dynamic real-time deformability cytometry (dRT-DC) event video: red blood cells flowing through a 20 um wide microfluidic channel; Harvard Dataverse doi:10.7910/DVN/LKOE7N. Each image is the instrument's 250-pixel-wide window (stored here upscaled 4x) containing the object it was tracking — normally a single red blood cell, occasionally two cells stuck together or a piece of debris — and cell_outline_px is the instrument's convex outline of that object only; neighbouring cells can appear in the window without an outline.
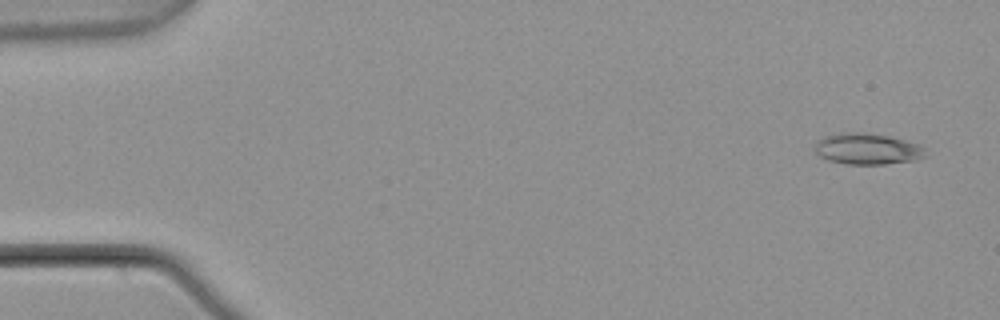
{"species": "common noctule bat (a hibernating species)", "species_latin": "Nyctalus noctula", "temperature_condition": "warm", "stored_images_in_passage": 5, "camera_frame_rate_fps": 3000, "um_per_image_px": 0.085, "animal": {"sex": "male", "body_mass_g": 21.5, "forearm_length_mm": 52.0}, "frame": {"image": 1, "passage_image": 1, "time_ms": 0.0, "image_size_px": [1000, 320], "cell_outline_px": [[928, 156], [916, 160], [884, 164], [848, 164], [828, 160], [820, 156], [816, 152], [816, 140], [824, 136], [840, 132], [868, 132], [892, 136], [920, 144], [924, 148]], "centroid_in_image_um": [73.77, 12.64], "position_along_channel_um": 11.2, "area_um2": 20.46}}
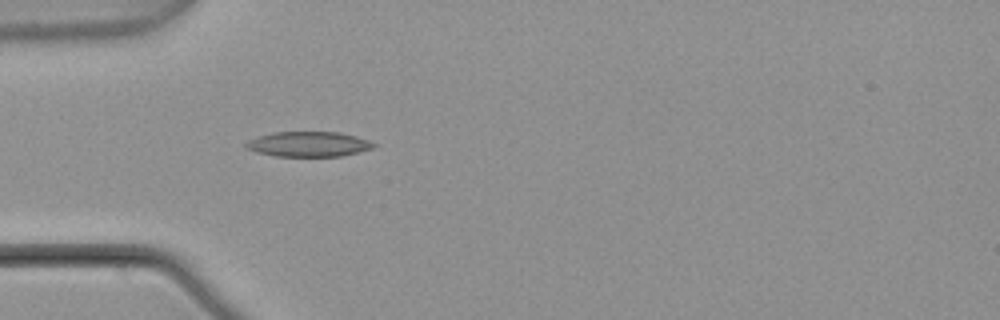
{"frame": {"image": 2, "passage_image": 5, "time_ms": 1.333, "image_size_px": [1000, 320], "cell_outline_px": [[376, 144], [372, 148], [340, 156], [276, 156], [256, 152], [248, 148], [244, 144], [248, 140], [272, 132], [340, 132], [356, 136], [368, 140]], "centroid_in_image_um": [26.21, 12.24], "position_along_channel_um": 58.8, "area_um2": 18.44}}